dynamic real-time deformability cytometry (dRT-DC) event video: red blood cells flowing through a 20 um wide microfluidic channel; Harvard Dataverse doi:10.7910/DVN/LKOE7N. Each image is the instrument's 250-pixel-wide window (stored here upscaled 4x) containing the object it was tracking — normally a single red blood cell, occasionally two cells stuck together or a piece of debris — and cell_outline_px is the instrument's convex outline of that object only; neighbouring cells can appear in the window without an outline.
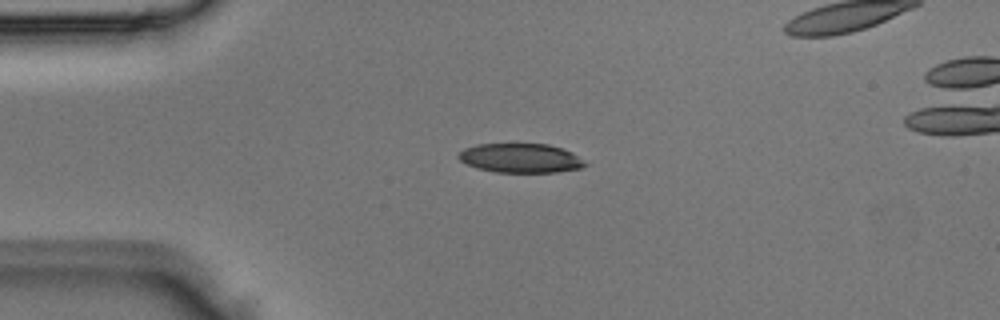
{"species": "Egyptian fruit bat (a non-hibernating species)", "species_latin": "Rousettus aegyptiacus", "temperature_condition": "room temperature", "stored_images_in_passage": 4, "camera_frame_rate_fps": 3000, "um_per_image_px": 0.085, "animal": {"sex": "male"}, "frame": {"image": 1, "passage_image": 3, "time_ms": 0.667, "image_size_px": [1000, 320], "cell_outline_px": [[588, 164], [580, 168], [556, 172], [496, 172], [476, 168], [460, 160], [456, 156], [464, 148], [476, 144], [548, 144], [564, 148], [572, 152]], "centroid_in_image_um": [44.24, 13.43], "position_along_channel_um": 40.8, "area_um2": 21.56}}